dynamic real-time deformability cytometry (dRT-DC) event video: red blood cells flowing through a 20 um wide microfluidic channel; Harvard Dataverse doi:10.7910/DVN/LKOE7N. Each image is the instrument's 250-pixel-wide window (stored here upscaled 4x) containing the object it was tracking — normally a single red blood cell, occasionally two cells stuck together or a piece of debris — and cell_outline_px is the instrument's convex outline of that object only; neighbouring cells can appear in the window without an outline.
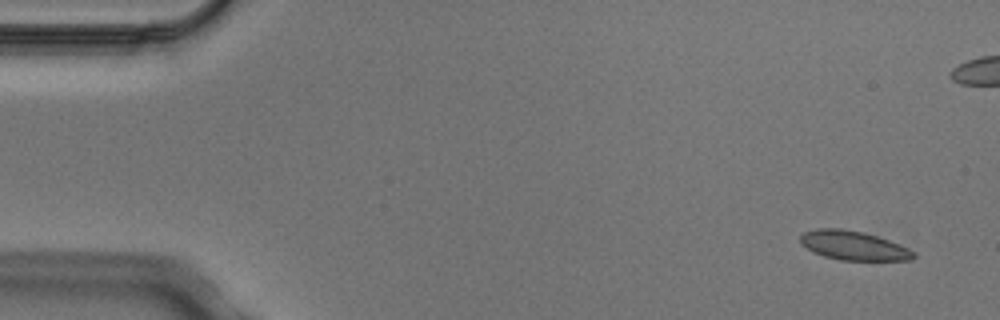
{"species": "Egyptian fruit bat (a non-hibernating species)", "species_latin": "Rousettus aegyptiacus", "temperature_condition": "cold", "stored_images_in_passage": 6, "camera_frame_rate_fps": 3000, "um_per_image_px": 0.085, "animal": {"sex": "male"}, "frame": {"image": 1, "passage_image": 1, "time_ms": 0.0, "image_size_px": [1000, 320], "cell_outline_px": [[916, 256], [912, 260], [840, 260], [824, 256], [800, 244], [800, 236], [804, 232], [816, 228], [840, 228], [864, 232], [888, 240], [908, 248], [916, 252]], "centroid_in_image_um": [72.55, 20.87], "position_along_channel_um": 12.4, "area_um2": 19.13}}
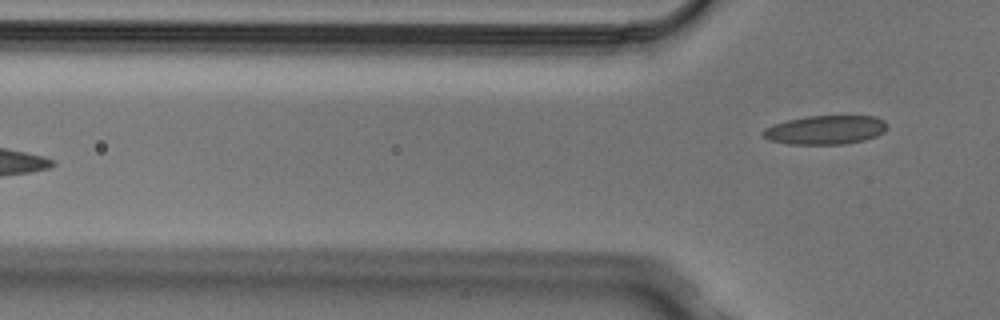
{"frame": {"image": 2, "passage_image": 6, "time_ms": 1.667, "image_size_px": [1000, 320], "cell_outline_px": [[888, 128], [884, 132], [876, 136], [864, 140], [844, 144], [788, 144], [768, 140], [760, 136], [760, 132], [764, 128], [772, 124], [788, 120], [808, 116], [876, 116], [884, 120], [888, 124]], "centroid_in_image_um": [70.13, 11.04], "position_along_channel_um": 55.7, "area_um2": 21.21}}